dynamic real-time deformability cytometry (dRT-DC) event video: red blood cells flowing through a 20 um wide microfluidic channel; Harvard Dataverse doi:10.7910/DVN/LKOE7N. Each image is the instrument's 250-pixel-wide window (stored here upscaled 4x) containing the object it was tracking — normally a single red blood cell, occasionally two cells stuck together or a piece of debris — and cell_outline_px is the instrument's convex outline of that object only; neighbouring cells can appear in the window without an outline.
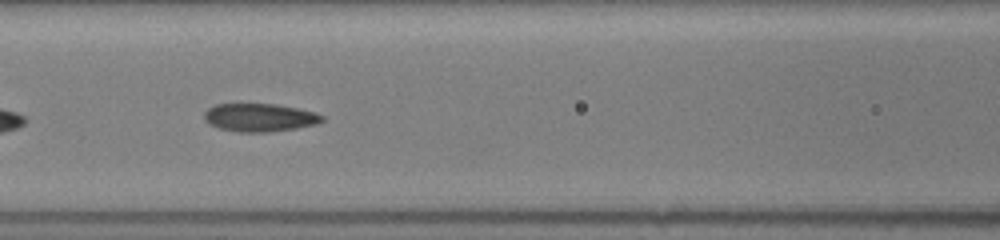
{"species": "common noctule bat (a hibernating species)", "species_latin": "Nyctalus noctula", "temperature_condition": "room temperature", "stored_images_in_passage": 48, "camera_frame_rate_fps": 3000, "um_per_image_px": 0.085, "animal": {"sex": "female", "body_mass_g": 19.5, "forearm_length_mm": 54.1}, "frame": {"image": 1, "passage_image": 23, "time_ms": 7.333, "image_size_px": [1000, 240], "cell_outline_px": [[324, 120], [316, 124], [296, 128], [268, 132], [240, 132], [220, 128], [208, 124], [204, 120], [204, 112], [208, 108], [216, 104], [276, 104], [300, 108], [316, 112], [324, 116]], "centroid_in_image_um": [22.08, 9.98], "position_along_channel_um": 144.5, "area_um2": 19.42}}
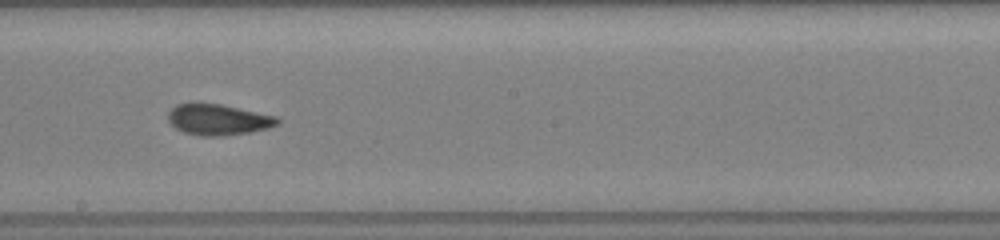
{"frame": {"image": 2, "passage_image": 29, "time_ms": 9.333, "image_size_px": [1000, 240], "cell_outline_px": [[280, 124], [268, 128], [252, 132], [224, 136], [200, 136], [184, 132], [176, 128], [168, 120], [168, 112], [176, 104], [220, 104], [276, 116], [280, 120]], "centroid_in_image_um": [18.57, 10.19], "position_along_channel_um": 229.6, "area_um2": 19.59}}
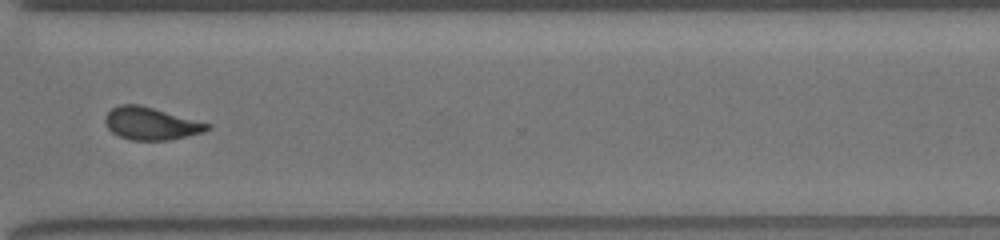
{"frame": {"image": 3, "passage_image": 38, "time_ms": 12.333, "image_size_px": [1000, 240], "cell_outline_px": [[212, 128], [204, 132], [188, 136], [168, 140], [132, 140], [120, 136], [112, 132], [108, 128], [104, 120], [108, 112], [112, 108], [120, 104], [140, 104], [212, 124]], "centroid_in_image_um": [12.87, 10.5], "position_along_channel_um": 357.7, "area_um2": 19.42}}